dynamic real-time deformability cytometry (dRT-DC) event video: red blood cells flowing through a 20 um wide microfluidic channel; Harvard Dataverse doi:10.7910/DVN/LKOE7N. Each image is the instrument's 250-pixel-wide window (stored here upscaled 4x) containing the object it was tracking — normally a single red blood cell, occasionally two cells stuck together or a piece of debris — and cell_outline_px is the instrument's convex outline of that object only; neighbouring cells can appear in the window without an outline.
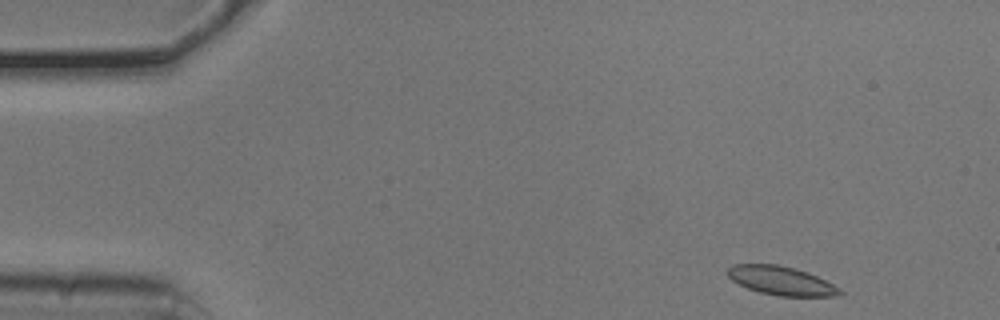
{"species": "common noctule bat (a hibernating species)", "species_latin": "Nyctalus noctula", "temperature_condition": "cold", "stored_images_in_passage": 32, "camera_frame_rate_fps": 3000, "um_per_image_px": 0.085, "animal": {"sex": "male", "body_mass_g": 20.5, "forearm_length_mm": 52.5}, "frame": {"image": 1, "passage_image": 1, "time_ms": 0.0, "image_size_px": [1000, 320], "cell_outline_px": [[844, 292], [840, 296], [780, 296], [760, 292], [748, 288], [732, 280], [724, 272], [732, 264], [776, 264], [796, 268], [808, 272], [840, 288]], "centroid_in_image_um": [66.39, 23.85], "position_along_channel_um": 18.6, "area_um2": 18.84}}
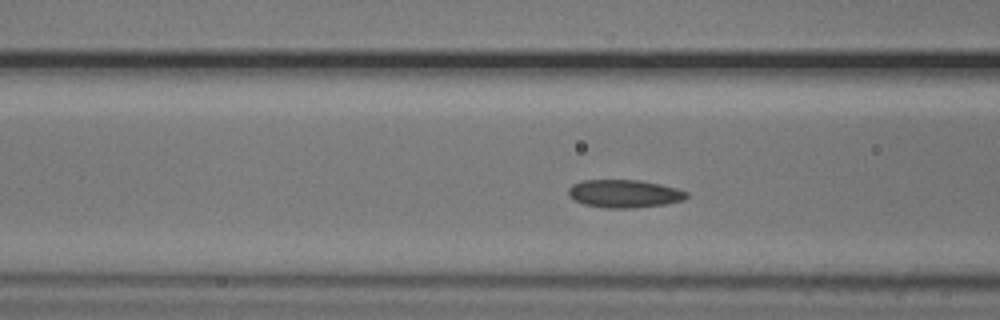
{"frame": {"image": 2, "passage_image": 16, "time_ms": 5.0, "image_size_px": [1000, 320], "cell_outline_px": [[688, 196], [684, 200], [664, 204], [632, 208], [604, 208], [584, 204], [568, 196], [568, 188], [572, 184], [584, 180], [640, 180], [660, 184], [676, 188], [688, 192]], "centroid_in_image_um": [53.06, 16.46], "position_along_channel_um": 113.5, "area_um2": 19.25}}
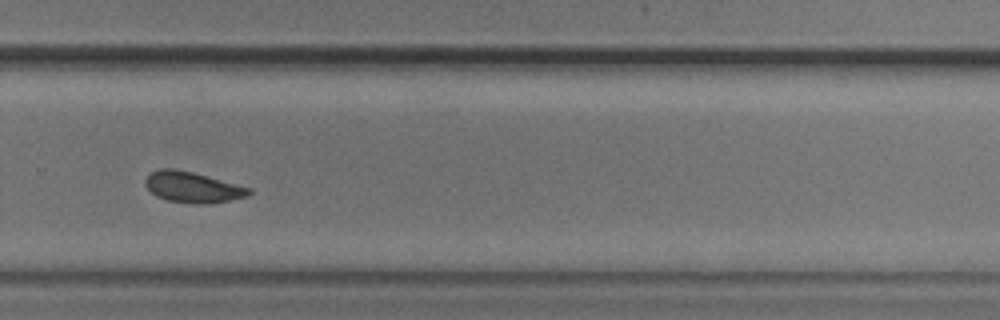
{"frame": {"image": 3, "passage_image": 32, "time_ms": 10.333, "image_size_px": [1000, 320], "cell_outline_px": [[252, 192], [248, 196], [228, 200], [200, 204], [192, 204], [168, 200], [156, 196], [144, 184], [144, 180], [148, 172], [160, 168], [172, 168], [192, 172], [252, 188]], "centroid_in_image_um": [16.33, 15.9], "position_along_channel_um": 313.5, "area_um2": 18.55}}